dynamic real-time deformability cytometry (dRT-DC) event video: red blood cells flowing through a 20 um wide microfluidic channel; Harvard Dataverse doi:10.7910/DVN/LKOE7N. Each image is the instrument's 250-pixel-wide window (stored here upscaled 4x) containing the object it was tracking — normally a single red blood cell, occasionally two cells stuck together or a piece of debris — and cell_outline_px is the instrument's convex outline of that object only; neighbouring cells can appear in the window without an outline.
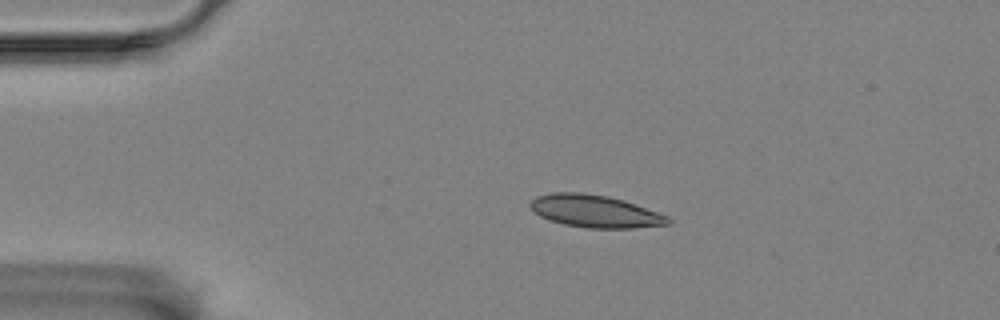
{"species": "Egyptian fruit bat (a non-hibernating species)", "species_latin": "Rousettus aegyptiacus", "temperature_condition": "room temperature", "stored_images_in_passage": 46, "camera_frame_rate_fps": 3000, "um_per_image_px": 0.085, "animal": {"sex": "female"}, "frame": {"image": 1, "passage_image": 1, "time_ms": 0.0, "image_size_px": [1000, 320], "cell_outline_px": [[672, 224], [632, 228], [588, 228], [564, 224], [548, 220], [532, 212], [528, 204], [536, 196], [552, 192], [584, 192], [608, 196], [624, 200], [668, 216], [672, 220]], "centroid_in_image_um": [50.55, 17.95], "position_along_channel_um": 34.5, "area_um2": 26.3}}
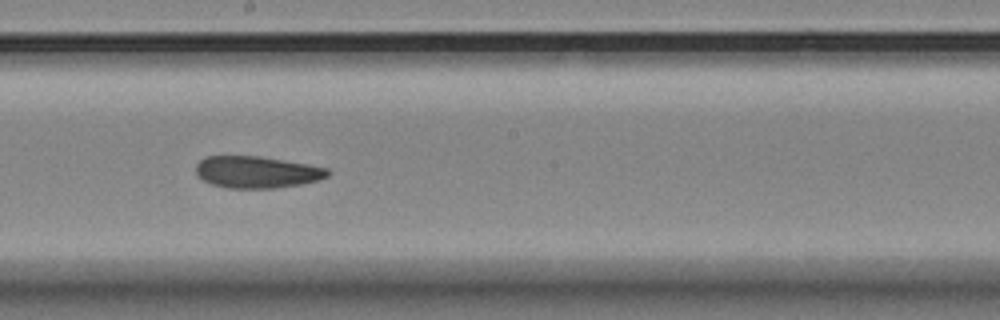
{"frame": {"image": 2, "passage_image": 21, "time_ms": 6.667, "image_size_px": [1000, 320], "cell_outline_px": [[332, 172], [328, 176], [320, 180], [300, 184], [276, 188], [228, 188], [212, 184], [204, 180], [196, 172], [196, 164], [204, 156], [260, 156], [308, 164], [328, 168]], "centroid_in_image_um": [21.86, 14.62], "position_along_channel_um": 226.3, "area_um2": 24.51}}
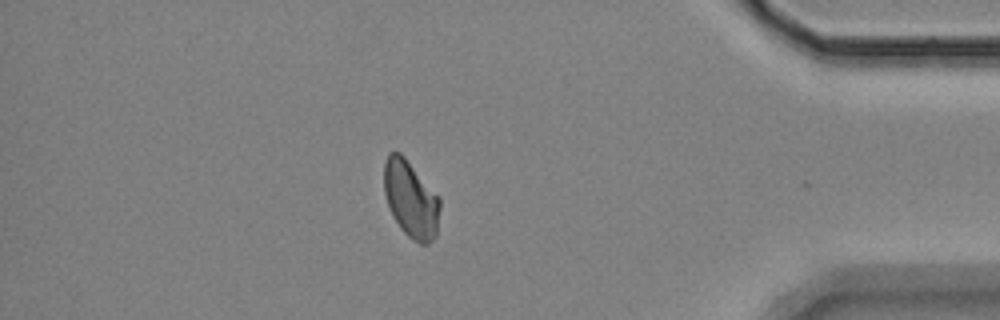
{"frame": {"image": 3, "passage_image": 39, "time_ms": 12.667, "image_size_px": [1000, 320], "cell_outline_px": [[440, 208], [436, 236], [428, 244], [420, 244], [412, 240], [400, 228], [392, 216], [384, 192], [384, 164], [388, 152], [400, 152], [404, 156], [440, 196]], "centroid_in_image_um": [34.93, 16.93], "position_along_channel_um": 400.3, "area_um2": 25.32}, "authors_computed_cell_mechanics": {"area_um2": 24.9118, "velocity_mm_per_s": 3.4758, "shape_relaxation_time_tau1_ms": null, "shape_relaxation_time_tau2_ms": 8.769, "deformation_change_tau1": null, "deformation_change_tau2": 0.1266}}